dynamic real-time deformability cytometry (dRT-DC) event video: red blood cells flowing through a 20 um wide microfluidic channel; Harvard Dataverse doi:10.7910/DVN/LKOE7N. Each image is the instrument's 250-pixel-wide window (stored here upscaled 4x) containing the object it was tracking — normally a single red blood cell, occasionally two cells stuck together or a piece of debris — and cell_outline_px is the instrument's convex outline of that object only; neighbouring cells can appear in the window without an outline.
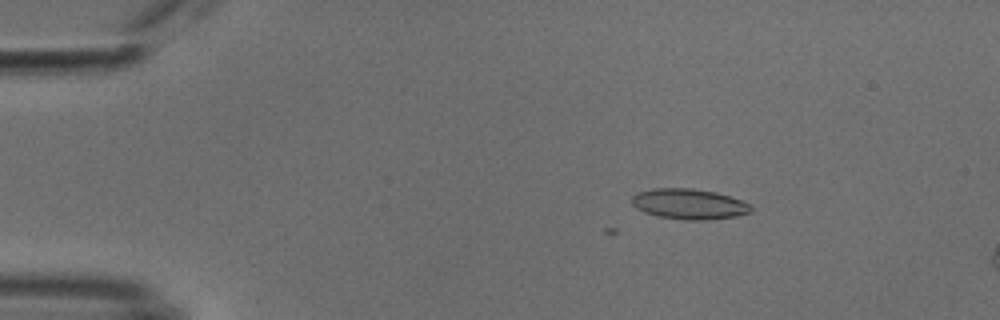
{"species": "common noctule bat (a hibernating species)", "species_latin": "Nyctalus noctula", "temperature_condition": "cold", "stored_images_in_passage": 7, "camera_frame_rate_fps": 3000, "um_per_image_px": 0.085, "animal": {"sex": "male", "body_mass_g": 18.8}, "frame": {"image": 1, "passage_image": 2, "time_ms": 0.333, "image_size_px": [1000, 320], "cell_outline_px": [[752, 212], [736, 216], [708, 220], [684, 220], [656, 216], [644, 212], [636, 208], [632, 204], [632, 196], [636, 192], [652, 188], [692, 188], [716, 192], [752, 204]], "centroid_in_image_um": [58.56, 17.34], "position_along_channel_um": 26.4, "area_um2": 21.39}}